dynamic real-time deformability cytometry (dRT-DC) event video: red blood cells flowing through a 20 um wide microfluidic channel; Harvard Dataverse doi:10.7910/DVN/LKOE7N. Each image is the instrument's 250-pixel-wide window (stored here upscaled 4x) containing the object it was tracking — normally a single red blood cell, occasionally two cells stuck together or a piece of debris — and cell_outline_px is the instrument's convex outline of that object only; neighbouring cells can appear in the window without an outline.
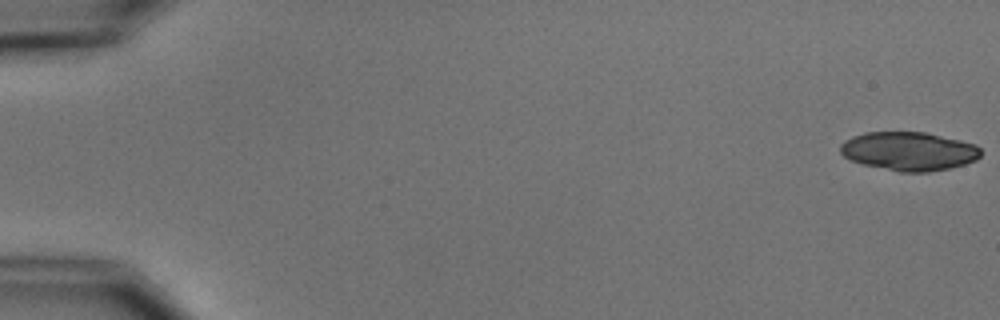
{"species": "common noctule bat (a hibernating species)", "species_latin": "Nyctalus noctula", "temperature_condition": "cold", "stored_images_in_passage": 5, "camera_frame_rate_fps": 3000, "um_per_image_px": 0.085, "animal": {"sex": "male", "body_mass_g": 15.6}, "frame": {"image": 1, "passage_image": 1, "time_ms": 0.0, "image_size_px": [1000, 320], "cell_outline_px": [[980, 156], [976, 160], [964, 164], [948, 168], [928, 172], [900, 172], [864, 164], [852, 160], [844, 156], [840, 152], [840, 144], [844, 140], [852, 136], [864, 132], [924, 132], [960, 140], [976, 144], [980, 148]], "centroid_in_image_um": [77.24, 12.84], "position_along_channel_um": 7.8, "area_um2": 31.56}}